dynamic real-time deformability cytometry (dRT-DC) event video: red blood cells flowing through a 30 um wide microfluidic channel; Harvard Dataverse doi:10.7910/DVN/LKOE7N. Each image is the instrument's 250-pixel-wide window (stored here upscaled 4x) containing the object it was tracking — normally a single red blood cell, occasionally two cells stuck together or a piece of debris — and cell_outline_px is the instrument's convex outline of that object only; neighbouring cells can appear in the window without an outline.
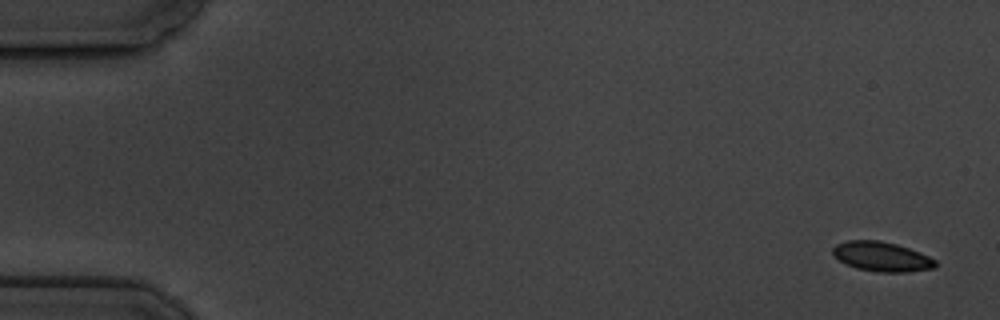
{"species": "common noctule bat (a hibernating species)", "species_latin": "Nyctalus noctula", "temperature_condition": "cold", "stored_images_in_passage": 11, "camera_frame_rate_fps": 3000, "um_per_image_px": 0.085, "animal": {"sex": "male", "body_mass_g": 19.5, "forearm_length_mm": 54.6}, "frame": {"image": 1, "passage_image": 1, "time_ms": 0.0, "image_size_px": [1000, 320], "cell_outline_px": [[936, 268], [908, 272], [880, 272], [856, 268], [832, 256], [832, 248], [836, 244], [848, 240], [880, 240], [896, 244], [920, 252], [936, 260]], "centroid_in_image_um": [74.95, 21.81], "position_along_channel_um": 10.1, "area_um2": 17.74}}
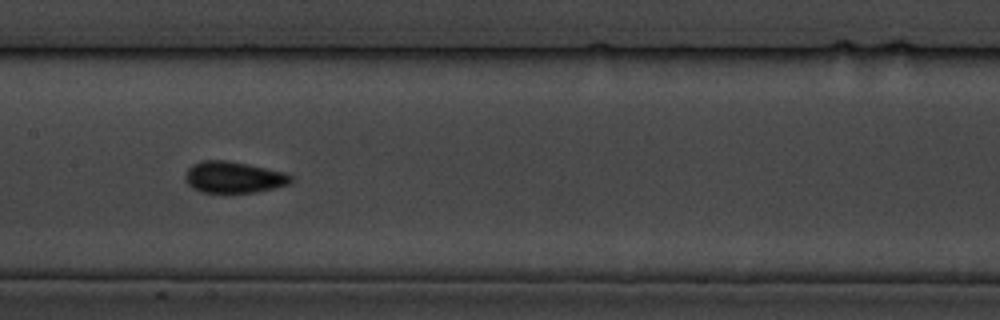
{"frame": {"image": 2, "passage_image": 8, "time_ms": 9.0, "image_size_px": [1000, 320], "cell_outline_px": [[292, 180], [288, 184], [276, 188], [252, 192], [200, 192], [192, 188], [184, 180], [184, 176], [188, 168], [192, 164], [200, 160], [228, 160], [248, 164], [284, 172], [292, 176]], "centroid_in_image_um": [19.81, 15.05], "position_along_channel_um": 187.6, "area_um2": 19.42}}
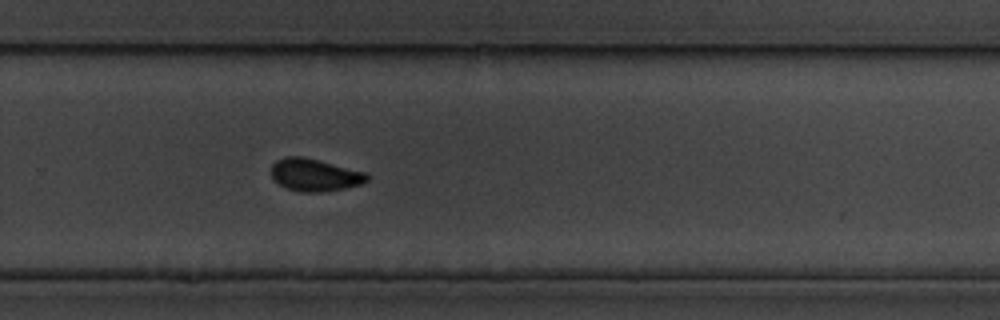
{"frame": {"image": 3, "passage_image": 11, "time_ms": 12.333, "image_size_px": [1000, 320], "cell_outline_px": [[372, 176], [368, 180], [360, 184], [344, 188], [320, 192], [300, 192], [288, 188], [272, 180], [272, 164], [276, 160], [284, 156], [304, 156], [368, 172]], "centroid_in_image_um": [26.78, 14.85], "position_along_channel_um": 303.0, "area_um2": 18.38}}